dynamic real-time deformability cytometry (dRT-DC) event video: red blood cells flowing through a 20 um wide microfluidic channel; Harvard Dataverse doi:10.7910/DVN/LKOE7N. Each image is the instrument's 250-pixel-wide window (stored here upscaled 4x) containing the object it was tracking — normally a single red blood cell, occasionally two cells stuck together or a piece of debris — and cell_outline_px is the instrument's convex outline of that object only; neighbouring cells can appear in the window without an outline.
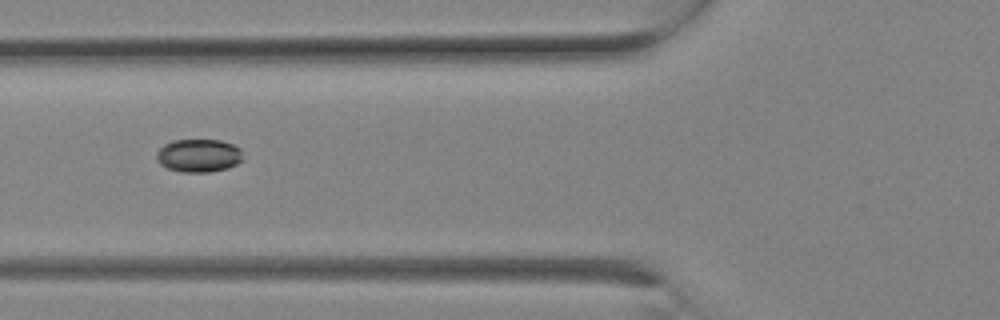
{"species": "Egyptian fruit bat (a non-hibernating species)", "species_latin": "Rousettus aegyptiacus", "temperature_condition": "room temperature", "stored_images_in_passage": 4, "camera_frame_rate_fps": 3000, "um_per_image_px": 0.085, "animal": {"sex": "female"}, "frame": {"image": 1, "passage_image": 4, "time_ms": 1.0, "image_size_px": [1000, 320], "cell_outline_px": [[244, 160], [228, 168], [208, 172], [180, 172], [168, 168], [160, 164], [156, 160], [156, 152], [164, 144], [172, 140], [220, 140], [232, 144], [240, 148]], "centroid_in_image_um": [16.88, 13.22], "position_along_channel_um": 108.9, "area_um2": 16.82}}